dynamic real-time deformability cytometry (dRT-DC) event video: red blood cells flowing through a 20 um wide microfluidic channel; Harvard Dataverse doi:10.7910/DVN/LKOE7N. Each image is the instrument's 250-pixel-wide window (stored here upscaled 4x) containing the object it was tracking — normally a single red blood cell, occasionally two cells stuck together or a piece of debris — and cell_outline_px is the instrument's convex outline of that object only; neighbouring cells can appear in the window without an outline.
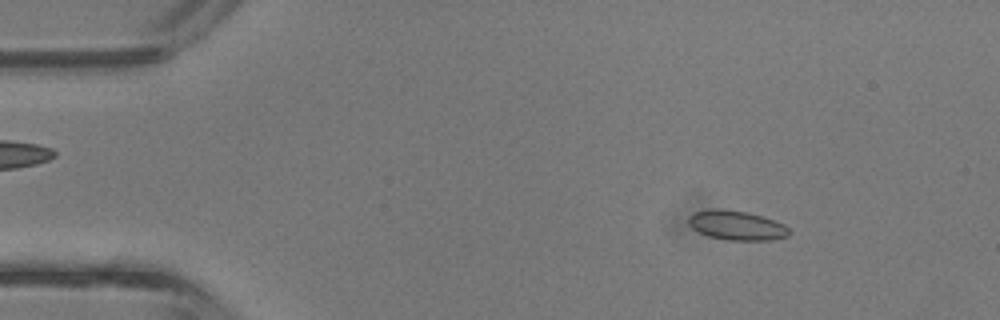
{"species": "common noctule bat (a hibernating species)", "species_latin": "Nyctalus noctula", "temperature_condition": "room temperature", "stored_images_in_passage": 39, "camera_frame_rate_fps": 3000, "um_per_image_px": 0.085, "animal": {"sex": "male", "body_mass_g": 13.3}, "frame": {"image": 1, "passage_image": 2, "time_ms": 0.333, "image_size_px": [1000, 320], "cell_outline_px": [[788, 236], [772, 240], [728, 240], [708, 236], [692, 228], [688, 224], [688, 216], [692, 212], [712, 208], [720, 208], [748, 212], [784, 224], [788, 228]], "centroid_in_image_um": [62.56, 19.14], "position_along_channel_um": 22.4, "area_um2": 17.28}}
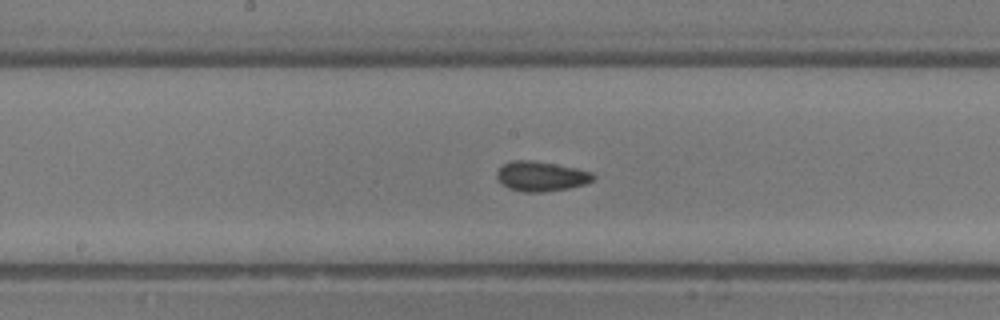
{"frame": {"image": 2, "passage_image": 18, "time_ms": 5.667, "image_size_px": [1000, 320], "cell_outline_px": [[596, 176], [592, 180], [584, 184], [568, 188], [540, 192], [524, 192], [508, 188], [496, 176], [496, 172], [504, 164], [512, 160], [532, 160], [576, 168], [592, 172]], "centroid_in_image_um": [45.99, 14.98], "position_along_channel_um": 202.2, "area_um2": 16.53}}
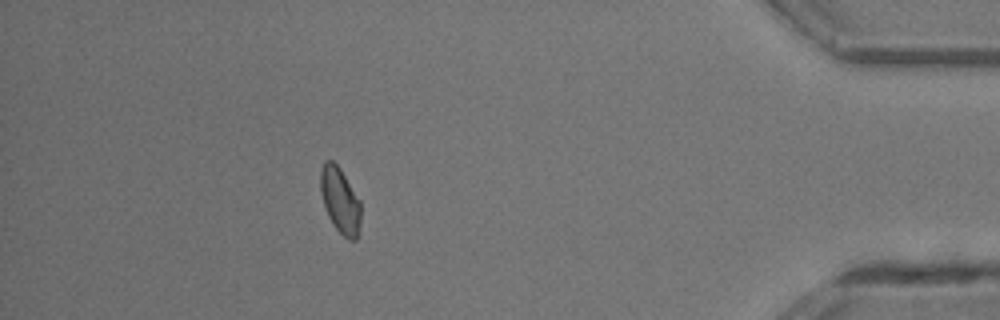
{"frame": {"image": 3, "passage_image": 34, "time_ms": 11.0, "image_size_px": [1000, 320], "cell_outline_px": [[360, 224], [356, 240], [348, 240], [332, 224], [328, 216], [320, 192], [320, 168], [324, 160], [332, 160], [340, 168], [360, 200]], "centroid_in_image_um": [28.89, 17.01], "position_along_channel_um": 406.3, "area_um2": 15.49}, "authors_computed_cell_mechanics": {"area_um2": 15.9528, "velocity_mm_per_s": 4.8274, "shape_relaxation_time_tau1_ms": 2.8434, "shape_relaxation_time_tau2_ms": 2.4693, "deformation_change_tau1": 0.0768, "deformation_change_tau2": 0.0864}}